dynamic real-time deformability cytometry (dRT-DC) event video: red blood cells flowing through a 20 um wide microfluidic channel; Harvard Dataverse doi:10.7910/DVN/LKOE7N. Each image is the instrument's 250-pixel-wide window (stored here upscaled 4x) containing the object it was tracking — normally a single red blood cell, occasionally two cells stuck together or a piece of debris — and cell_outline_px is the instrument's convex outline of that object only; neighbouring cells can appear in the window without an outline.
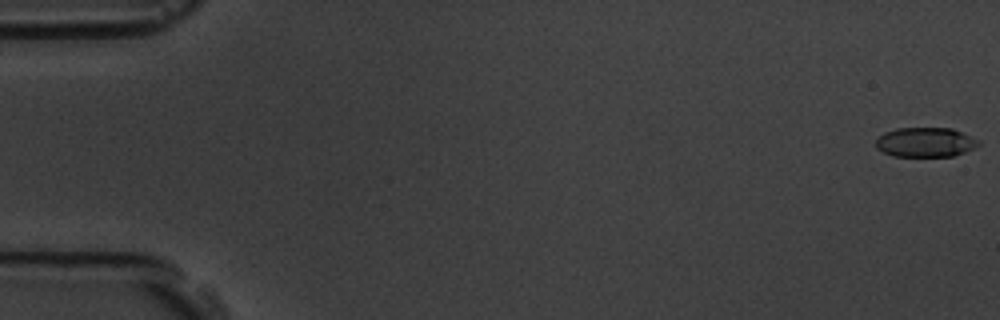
{"species": "common noctule bat (a hibernating species)", "species_latin": "Nyctalus noctula", "temperature_condition": "room temperature", "stored_images_in_passage": 5, "camera_frame_rate_fps": 3000, "um_per_image_px": 0.085, "animal": {"sex": "male", "body_mass_g": 19.5, "forearm_length_mm": 54.6}, "frame": {"image": 1, "passage_image": 1, "time_ms": 0.0, "image_size_px": [1000, 320], "cell_outline_px": [[980, 144], [964, 152], [952, 156], [892, 156], [876, 148], [876, 140], [884, 132], [896, 128], [952, 128], [980, 140]], "centroid_in_image_um": [78.65, 12.08], "position_along_channel_um": 6.4, "area_um2": 17.63}}